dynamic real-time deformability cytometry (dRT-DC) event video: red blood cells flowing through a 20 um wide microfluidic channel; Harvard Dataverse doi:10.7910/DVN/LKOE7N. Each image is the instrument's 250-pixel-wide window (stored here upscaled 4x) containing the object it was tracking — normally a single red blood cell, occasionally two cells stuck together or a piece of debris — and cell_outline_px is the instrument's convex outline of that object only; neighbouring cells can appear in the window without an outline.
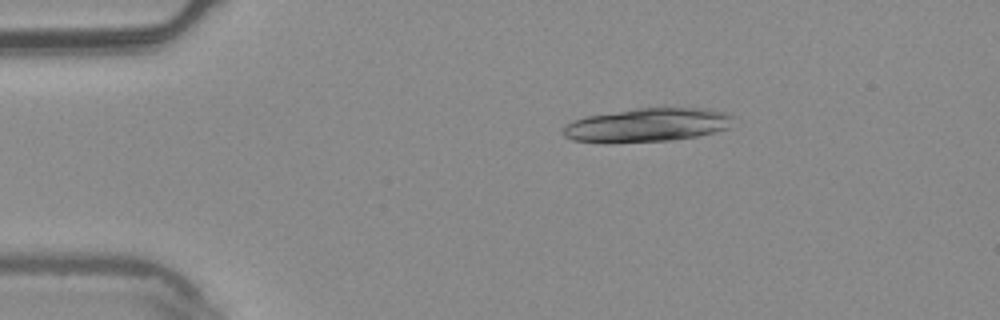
{"species": "common noctule bat (a hibernating species)", "species_latin": "Nyctalus noctula", "temperature_condition": "warm", "stored_images_in_passage": 3, "camera_frame_rate_fps": 3000, "um_per_image_px": 0.085, "animal": {"sex": "male", "body_mass_g": 20.4}, "frame": {"image": 1, "passage_image": 1, "time_ms": 0.0, "image_size_px": [1000, 320], "cell_outline_px": [[732, 116], [728, 128], [696, 136], [672, 140], [572, 140], [564, 136], [564, 128], [572, 120], [588, 116], [636, 108], [708, 108], [724, 112]], "centroid_in_image_um": [55.08, 10.58], "position_along_channel_um": 29.9, "area_um2": 31.96}}